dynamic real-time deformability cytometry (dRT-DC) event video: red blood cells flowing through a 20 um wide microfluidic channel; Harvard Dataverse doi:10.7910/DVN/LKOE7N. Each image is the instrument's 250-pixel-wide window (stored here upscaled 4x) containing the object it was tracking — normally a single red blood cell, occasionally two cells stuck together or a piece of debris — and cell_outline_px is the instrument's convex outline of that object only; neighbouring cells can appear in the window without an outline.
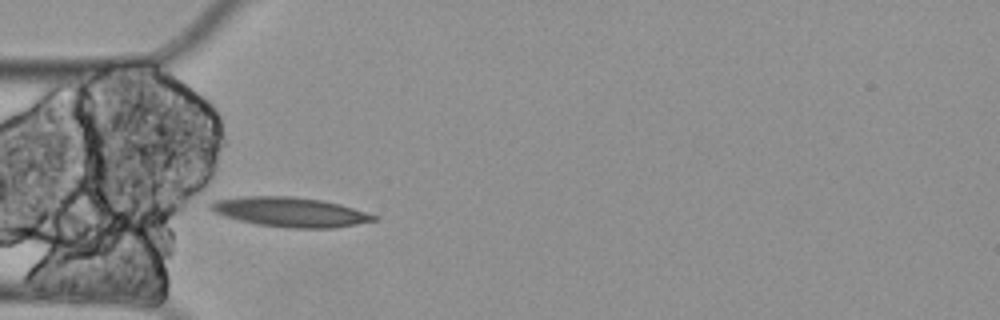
{"species": "Egyptian fruit bat (a non-hibernating species)", "species_latin": "Rousettus aegyptiacus", "temperature_condition": "cold", "stored_images_in_passage": 10, "camera_frame_rate_fps": 3000, "um_per_image_px": 0.085, "animal": {"sex": "female"}, "frame": {"image": 1, "passage_image": 4, "time_ms": 1.0, "image_size_px": [1000, 320], "cell_outline_px": [[380, 216], [376, 220], [332, 228], [288, 228], [256, 224], [224, 216], [212, 212], [208, 208], [208, 204], [212, 200], [244, 196], [292, 196], [320, 200], [340, 204]], "centroid_in_image_um": [24.61, 18.01], "position_along_channel_um": 60.4, "area_um2": 28.21}}
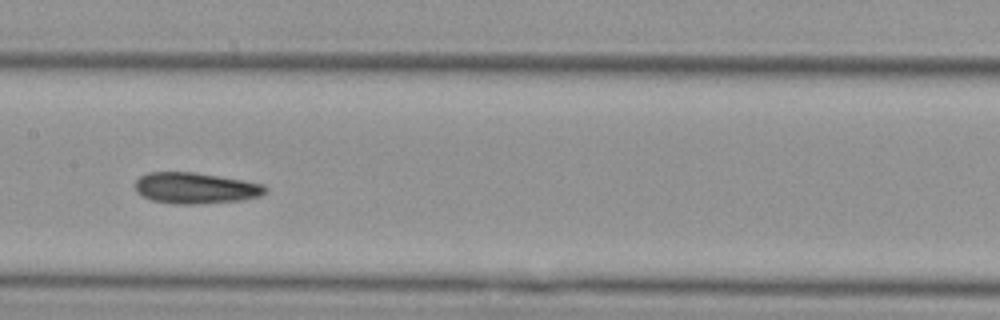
{"frame": {"image": 2, "passage_image": 7, "time_ms": 2.0, "image_size_px": [1000, 320], "cell_outline_px": [[268, 188], [260, 196], [240, 200], [196, 204], [176, 204], [152, 200], [136, 192], [136, 180], [140, 176], [148, 172], [192, 172], [244, 180], [264, 184]], "centroid_in_image_um": [16.62, 15.98], "position_along_channel_um": 190.8, "area_um2": 23.41}}
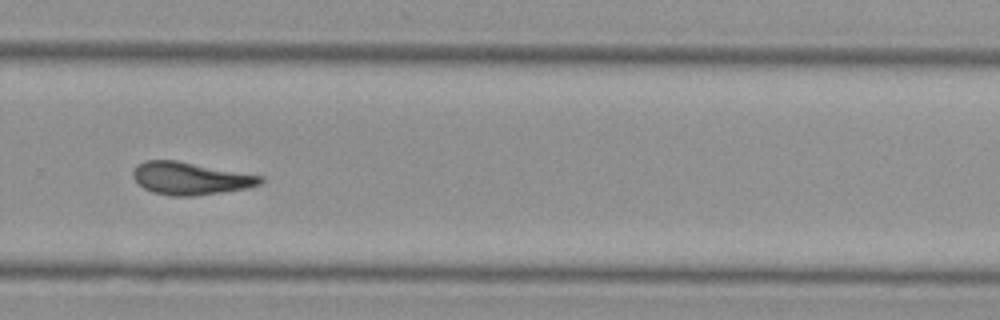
{"frame": {"image": 3, "passage_image": 10, "time_ms": 3.0, "image_size_px": [1000, 320], "cell_outline_px": [[264, 184], [248, 188], [192, 196], [172, 196], [152, 192], [144, 188], [132, 176], [132, 172], [136, 164], [144, 160], [176, 160], [264, 176]], "centroid_in_image_um": [16.2, 15.15], "position_along_channel_um": 313.6, "area_um2": 24.28}}